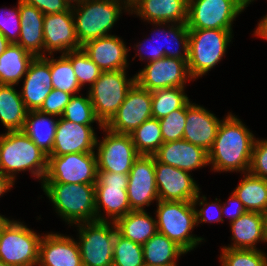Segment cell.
<instances>
[{
    "mask_svg": "<svg viewBox=\"0 0 267 266\" xmlns=\"http://www.w3.org/2000/svg\"><path fill=\"white\" fill-rule=\"evenodd\" d=\"M50 55V73L52 77L53 89H59L69 94L77 95L83 89L80 87L74 73L70 60L61 54L60 57L54 58Z\"/></svg>",
    "mask_w": 267,
    "mask_h": 266,
    "instance_id": "cell-37",
    "label": "cell"
},
{
    "mask_svg": "<svg viewBox=\"0 0 267 266\" xmlns=\"http://www.w3.org/2000/svg\"><path fill=\"white\" fill-rule=\"evenodd\" d=\"M59 118L39 110L27 111L22 131L48 156L52 153Z\"/></svg>",
    "mask_w": 267,
    "mask_h": 266,
    "instance_id": "cell-29",
    "label": "cell"
},
{
    "mask_svg": "<svg viewBox=\"0 0 267 266\" xmlns=\"http://www.w3.org/2000/svg\"><path fill=\"white\" fill-rule=\"evenodd\" d=\"M156 223L158 232L174 241L186 253L194 250L204 238L193 235L196 224L192 201H157Z\"/></svg>",
    "mask_w": 267,
    "mask_h": 266,
    "instance_id": "cell-5",
    "label": "cell"
},
{
    "mask_svg": "<svg viewBox=\"0 0 267 266\" xmlns=\"http://www.w3.org/2000/svg\"><path fill=\"white\" fill-rule=\"evenodd\" d=\"M153 156L163 164L189 173L209 165L208 152L184 139L163 143Z\"/></svg>",
    "mask_w": 267,
    "mask_h": 266,
    "instance_id": "cell-25",
    "label": "cell"
},
{
    "mask_svg": "<svg viewBox=\"0 0 267 266\" xmlns=\"http://www.w3.org/2000/svg\"><path fill=\"white\" fill-rule=\"evenodd\" d=\"M105 136L96 142L98 172L129 174L134 161L140 156L130 134H118L103 126Z\"/></svg>",
    "mask_w": 267,
    "mask_h": 266,
    "instance_id": "cell-12",
    "label": "cell"
},
{
    "mask_svg": "<svg viewBox=\"0 0 267 266\" xmlns=\"http://www.w3.org/2000/svg\"><path fill=\"white\" fill-rule=\"evenodd\" d=\"M188 60L164 57L148 62L135 74V82L150 92L173 87L185 88L193 80L188 71Z\"/></svg>",
    "mask_w": 267,
    "mask_h": 266,
    "instance_id": "cell-15",
    "label": "cell"
},
{
    "mask_svg": "<svg viewBox=\"0 0 267 266\" xmlns=\"http://www.w3.org/2000/svg\"><path fill=\"white\" fill-rule=\"evenodd\" d=\"M96 142L97 135L93 125H82L60 117L54 138V146L49 156L94 152Z\"/></svg>",
    "mask_w": 267,
    "mask_h": 266,
    "instance_id": "cell-20",
    "label": "cell"
},
{
    "mask_svg": "<svg viewBox=\"0 0 267 266\" xmlns=\"http://www.w3.org/2000/svg\"><path fill=\"white\" fill-rule=\"evenodd\" d=\"M185 89L173 87L151 92L152 118L161 119L174 110L185 108L190 103Z\"/></svg>",
    "mask_w": 267,
    "mask_h": 266,
    "instance_id": "cell-35",
    "label": "cell"
},
{
    "mask_svg": "<svg viewBox=\"0 0 267 266\" xmlns=\"http://www.w3.org/2000/svg\"><path fill=\"white\" fill-rule=\"evenodd\" d=\"M154 28H156L157 30L155 31L156 33L153 34V38L156 39L159 38V34H162V38L165 40V44L161 45L159 43H155L152 42L154 41L153 38H146L147 41H149L152 46L148 47L145 43L147 41H143L139 42L138 44L134 45V48H136V56H139V60L143 61V60H147L146 62H151V61H155L164 57H171V58H177L180 60H188V48H189V29L187 27V23H153ZM171 24V25H170ZM163 25V26H162ZM166 25V26H164ZM159 27V28H157ZM165 27V28H164ZM163 28V29H161ZM168 28V29H167ZM164 33V35H163ZM155 35V37H154ZM155 39V40H156ZM163 39H161L163 41ZM159 40V39H158ZM159 42V41H158ZM164 42V41H163ZM141 43V44H140ZM174 43V44H173ZM158 44V45H157ZM171 44L170 46L167 45ZM143 45L146 49V54L144 53L143 49ZM173 45V46H172ZM175 45V47H174ZM136 46V47H135ZM167 48H166V47ZM179 48V49H178ZM138 50V51H137ZM143 52V53H142Z\"/></svg>",
    "mask_w": 267,
    "mask_h": 266,
    "instance_id": "cell-14",
    "label": "cell"
},
{
    "mask_svg": "<svg viewBox=\"0 0 267 266\" xmlns=\"http://www.w3.org/2000/svg\"><path fill=\"white\" fill-rule=\"evenodd\" d=\"M150 118H152L151 92L135 82L124 102L104 127L114 133L131 134Z\"/></svg>",
    "mask_w": 267,
    "mask_h": 266,
    "instance_id": "cell-16",
    "label": "cell"
},
{
    "mask_svg": "<svg viewBox=\"0 0 267 266\" xmlns=\"http://www.w3.org/2000/svg\"><path fill=\"white\" fill-rule=\"evenodd\" d=\"M113 250L112 266H144L142 245L121 236L118 232Z\"/></svg>",
    "mask_w": 267,
    "mask_h": 266,
    "instance_id": "cell-39",
    "label": "cell"
},
{
    "mask_svg": "<svg viewBox=\"0 0 267 266\" xmlns=\"http://www.w3.org/2000/svg\"><path fill=\"white\" fill-rule=\"evenodd\" d=\"M122 10L129 13L123 0H84L72 7L75 32L79 44L109 36L108 32L119 20Z\"/></svg>",
    "mask_w": 267,
    "mask_h": 266,
    "instance_id": "cell-4",
    "label": "cell"
},
{
    "mask_svg": "<svg viewBox=\"0 0 267 266\" xmlns=\"http://www.w3.org/2000/svg\"><path fill=\"white\" fill-rule=\"evenodd\" d=\"M127 70L103 71L89 87L88 95L96 117L105 125L124 102L135 83V75L127 79Z\"/></svg>",
    "mask_w": 267,
    "mask_h": 266,
    "instance_id": "cell-9",
    "label": "cell"
},
{
    "mask_svg": "<svg viewBox=\"0 0 267 266\" xmlns=\"http://www.w3.org/2000/svg\"><path fill=\"white\" fill-rule=\"evenodd\" d=\"M256 137L237 116L228 112L221 121L208 162L214 172H249Z\"/></svg>",
    "mask_w": 267,
    "mask_h": 266,
    "instance_id": "cell-1",
    "label": "cell"
},
{
    "mask_svg": "<svg viewBox=\"0 0 267 266\" xmlns=\"http://www.w3.org/2000/svg\"><path fill=\"white\" fill-rule=\"evenodd\" d=\"M249 172L267 179V139H255Z\"/></svg>",
    "mask_w": 267,
    "mask_h": 266,
    "instance_id": "cell-45",
    "label": "cell"
},
{
    "mask_svg": "<svg viewBox=\"0 0 267 266\" xmlns=\"http://www.w3.org/2000/svg\"><path fill=\"white\" fill-rule=\"evenodd\" d=\"M130 135L140 155H153L163 144L159 119L156 118L146 120Z\"/></svg>",
    "mask_w": 267,
    "mask_h": 266,
    "instance_id": "cell-36",
    "label": "cell"
},
{
    "mask_svg": "<svg viewBox=\"0 0 267 266\" xmlns=\"http://www.w3.org/2000/svg\"><path fill=\"white\" fill-rule=\"evenodd\" d=\"M155 182L162 201H193L200 192L191 173L155 159Z\"/></svg>",
    "mask_w": 267,
    "mask_h": 266,
    "instance_id": "cell-18",
    "label": "cell"
},
{
    "mask_svg": "<svg viewBox=\"0 0 267 266\" xmlns=\"http://www.w3.org/2000/svg\"><path fill=\"white\" fill-rule=\"evenodd\" d=\"M230 223L233 243L222 248L258 249V242H267L265 214L246 211Z\"/></svg>",
    "mask_w": 267,
    "mask_h": 266,
    "instance_id": "cell-27",
    "label": "cell"
},
{
    "mask_svg": "<svg viewBox=\"0 0 267 266\" xmlns=\"http://www.w3.org/2000/svg\"><path fill=\"white\" fill-rule=\"evenodd\" d=\"M41 237L23 222L9 219L0 232V260L9 266H37Z\"/></svg>",
    "mask_w": 267,
    "mask_h": 266,
    "instance_id": "cell-7",
    "label": "cell"
},
{
    "mask_svg": "<svg viewBox=\"0 0 267 266\" xmlns=\"http://www.w3.org/2000/svg\"><path fill=\"white\" fill-rule=\"evenodd\" d=\"M245 212L243 203L233 193L227 202L222 204V216L228 217L229 222L237 220Z\"/></svg>",
    "mask_w": 267,
    "mask_h": 266,
    "instance_id": "cell-48",
    "label": "cell"
},
{
    "mask_svg": "<svg viewBox=\"0 0 267 266\" xmlns=\"http://www.w3.org/2000/svg\"><path fill=\"white\" fill-rule=\"evenodd\" d=\"M232 193L243 203L246 211L266 213L267 179L246 172Z\"/></svg>",
    "mask_w": 267,
    "mask_h": 266,
    "instance_id": "cell-33",
    "label": "cell"
},
{
    "mask_svg": "<svg viewBox=\"0 0 267 266\" xmlns=\"http://www.w3.org/2000/svg\"><path fill=\"white\" fill-rule=\"evenodd\" d=\"M97 172L95 151L48 156V168L42 183L95 185Z\"/></svg>",
    "mask_w": 267,
    "mask_h": 266,
    "instance_id": "cell-11",
    "label": "cell"
},
{
    "mask_svg": "<svg viewBox=\"0 0 267 266\" xmlns=\"http://www.w3.org/2000/svg\"><path fill=\"white\" fill-rule=\"evenodd\" d=\"M128 176L127 194L132 210L142 211L152 202L159 201L153 155H140L134 161Z\"/></svg>",
    "mask_w": 267,
    "mask_h": 266,
    "instance_id": "cell-17",
    "label": "cell"
},
{
    "mask_svg": "<svg viewBox=\"0 0 267 266\" xmlns=\"http://www.w3.org/2000/svg\"><path fill=\"white\" fill-rule=\"evenodd\" d=\"M11 45V43L0 33V55Z\"/></svg>",
    "mask_w": 267,
    "mask_h": 266,
    "instance_id": "cell-51",
    "label": "cell"
},
{
    "mask_svg": "<svg viewBox=\"0 0 267 266\" xmlns=\"http://www.w3.org/2000/svg\"><path fill=\"white\" fill-rule=\"evenodd\" d=\"M267 253L260 249L222 248L221 266H267Z\"/></svg>",
    "mask_w": 267,
    "mask_h": 266,
    "instance_id": "cell-41",
    "label": "cell"
},
{
    "mask_svg": "<svg viewBox=\"0 0 267 266\" xmlns=\"http://www.w3.org/2000/svg\"><path fill=\"white\" fill-rule=\"evenodd\" d=\"M21 31L17 45L33 54L44 57V14L33 5L19 1Z\"/></svg>",
    "mask_w": 267,
    "mask_h": 266,
    "instance_id": "cell-28",
    "label": "cell"
},
{
    "mask_svg": "<svg viewBox=\"0 0 267 266\" xmlns=\"http://www.w3.org/2000/svg\"><path fill=\"white\" fill-rule=\"evenodd\" d=\"M35 56L17 44H11L0 55V84L18 85Z\"/></svg>",
    "mask_w": 267,
    "mask_h": 266,
    "instance_id": "cell-31",
    "label": "cell"
},
{
    "mask_svg": "<svg viewBox=\"0 0 267 266\" xmlns=\"http://www.w3.org/2000/svg\"><path fill=\"white\" fill-rule=\"evenodd\" d=\"M128 182V174L97 172L95 207L98 221L115 222L133 211L128 201ZM103 213L107 216L105 217Z\"/></svg>",
    "mask_w": 267,
    "mask_h": 266,
    "instance_id": "cell-10",
    "label": "cell"
},
{
    "mask_svg": "<svg viewBox=\"0 0 267 266\" xmlns=\"http://www.w3.org/2000/svg\"><path fill=\"white\" fill-rule=\"evenodd\" d=\"M14 182L6 175L0 172V198L7 193L13 186Z\"/></svg>",
    "mask_w": 267,
    "mask_h": 266,
    "instance_id": "cell-50",
    "label": "cell"
},
{
    "mask_svg": "<svg viewBox=\"0 0 267 266\" xmlns=\"http://www.w3.org/2000/svg\"><path fill=\"white\" fill-rule=\"evenodd\" d=\"M254 0H236L238 5L245 10L246 7H248L249 4H251Z\"/></svg>",
    "mask_w": 267,
    "mask_h": 266,
    "instance_id": "cell-52",
    "label": "cell"
},
{
    "mask_svg": "<svg viewBox=\"0 0 267 266\" xmlns=\"http://www.w3.org/2000/svg\"><path fill=\"white\" fill-rule=\"evenodd\" d=\"M16 85L0 84V121L9 131L22 130L27 109Z\"/></svg>",
    "mask_w": 267,
    "mask_h": 266,
    "instance_id": "cell-32",
    "label": "cell"
},
{
    "mask_svg": "<svg viewBox=\"0 0 267 266\" xmlns=\"http://www.w3.org/2000/svg\"><path fill=\"white\" fill-rule=\"evenodd\" d=\"M253 35L267 40V15L259 21Z\"/></svg>",
    "mask_w": 267,
    "mask_h": 266,
    "instance_id": "cell-49",
    "label": "cell"
},
{
    "mask_svg": "<svg viewBox=\"0 0 267 266\" xmlns=\"http://www.w3.org/2000/svg\"><path fill=\"white\" fill-rule=\"evenodd\" d=\"M44 56L58 52L65 54L82 48L75 32L72 8L69 11L44 15Z\"/></svg>",
    "mask_w": 267,
    "mask_h": 266,
    "instance_id": "cell-19",
    "label": "cell"
},
{
    "mask_svg": "<svg viewBox=\"0 0 267 266\" xmlns=\"http://www.w3.org/2000/svg\"><path fill=\"white\" fill-rule=\"evenodd\" d=\"M70 7L80 4L84 0H64Z\"/></svg>",
    "mask_w": 267,
    "mask_h": 266,
    "instance_id": "cell-53",
    "label": "cell"
},
{
    "mask_svg": "<svg viewBox=\"0 0 267 266\" xmlns=\"http://www.w3.org/2000/svg\"><path fill=\"white\" fill-rule=\"evenodd\" d=\"M41 188L55 212L69 226L97 220L95 185L42 183Z\"/></svg>",
    "mask_w": 267,
    "mask_h": 266,
    "instance_id": "cell-3",
    "label": "cell"
},
{
    "mask_svg": "<svg viewBox=\"0 0 267 266\" xmlns=\"http://www.w3.org/2000/svg\"><path fill=\"white\" fill-rule=\"evenodd\" d=\"M71 62L80 87L85 84L91 87L103 72L83 51V49L69 51L64 54Z\"/></svg>",
    "mask_w": 267,
    "mask_h": 266,
    "instance_id": "cell-40",
    "label": "cell"
},
{
    "mask_svg": "<svg viewBox=\"0 0 267 266\" xmlns=\"http://www.w3.org/2000/svg\"><path fill=\"white\" fill-rule=\"evenodd\" d=\"M80 95H73L70 98V101L61 117L82 125H92L95 122L98 123L97 125L99 126V129H102L104 125L96 117L88 93L86 97L82 94Z\"/></svg>",
    "mask_w": 267,
    "mask_h": 266,
    "instance_id": "cell-38",
    "label": "cell"
},
{
    "mask_svg": "<svg viewBox=\"0 0 267 266\" xmlns=\"http://www.w3.org/2000/svg\"><path fill=\"white\" fill-rule=\"evenodd\" d=\"M71 97L72 95L67 92H63L59 89H52L41 105L39 111L60 118Z\"/></svg>",
    "mask_w": 267,
    "mask_h": 266,
    "instance_id": "cell-46",
    "label": "cell"
},
{
    "mask_svg": "<svg viewBox=\"0 0 267 266\" xmlns=\"http://www.w3.org/2000/svg\"><path fill=\"white\" fill-rule=\"evenodd\" d=\"M129 14L148 23H187L188 0H139Z\"/></svg>",
    "mask_w": 267,
    "mask_h": 266,
    "instance_id": "cell-26",
    "label": "cell"
},
{
    "mask_svg": "<svg viewBox=\"0 0 267 266\" xmlns=\"http://www.w3.org/2000/svg\"><path fill=\"white\" fill-rule=\"evenodd\" d=\"M201 192L198 193L196 198L192 201L195 206L196 213V224L199 223H213V222H223L224 217L222 216V204L220 199L215 198L214 202H208L205 195L201 196ZM201 198V199H200ZM202 206L198 210L196 205Z\"/></svg>",
    "mask_w": 267,
    "mask_h": 266,
    "instance_id": "cell-43",
    "label": "cell"
},
{
    "mask_svg": "<svg viewBox=\"0 0 267 266\" xmlns=\"http://www.w3.org/2000/svg\"><path fill=\"white\" fill-rule=\"evenodd\" d=\"M37 266H83L77 240L54 232L42 235Z\"/></svg>",
    "mask_w": 267,
    "mask_h": 266,
    "instance_id": "cell-21",
    "label": "cell"
},
{
    "mask_svg": "<svg viewBox=\"0 0 267 266\" xmlns=\"http://www.w3.org/2000/svg\"><path fill=\"white\" fill-rule=\"evenodd\" d=\"M187 115V106L174 110L159 119L163 143L183 139Z\"/></svg>",
    "mask_w": 267,
    "mask_h": 266,
    "instance_id": "cell-42",
    "label": "cell"
},
{
    "mask_svg": "<svg viewBox=\"0 0 267 266\" xmlns=\"http://www.w3.org/2000/svg\"><path fill=\"white\" fill-rule=\"evenodd\" d=\"M144 264L177 266L178 258L187 254L174 241L157 232L142 245Z\"/></svg>",
    "mask_w": 267,
    "mask_h": 266,
    "instance_id": "cell-34",
    "label": "cell"
},
{
    "mask_svg": "<svg viewBox=\"0 0 267 266\" xmlns=\"http://www.w3.org/2000/svg\"><path fill=\"white\" fill-rule=\"evenodd\" d=\"M0 266H9V265L5 264L3 261L0 260Z\"/></svg>",
    "mask_w": 267,
    "mask_h": 266,
    "instance_id": "cell-57",
    "label": "cell"
},
{
    "mask_svg": "<svg viewBox=\"0 0 267 266\" xmlns=\"http://www.w3.org/2000/svg\"><path fill=\"white\" fill-rule=\"evenodd\" d=\"M243 9L236 0H188V29L232 30Z\"/></svg>",
    "mask_w": 267,
    "mask_h": 266,
    "instance_id": "cell-13",
    "label": "cell"
},
{
    "mask_svg": "<svg viewBox=\"0 0 267 266\" xmlns=\"http://www.w3.org/2000/svg\"><path fill=\"white\" fill-rule=\"evenodd\" d=\"M126 6L130 9L139 0H123Z\"/></svg>",
    "mask_w": 267,
    "mask_h": 266,
    "instance_id": "cell-55",
    "label": "cell"
},
{
    "mask_svg": "<svg viewBox=\"0 0 267 266\" xmlns=\"http://www.w3.org/2000/svg\"><path fill=\"white\" fill-rule=\"evenodd\" d=\"M47 168L48 155L22 130L0 134V172L14 183L17 173L29 171L42 184Z\"/></svg>",
    "mask_w": 267,
    "mask_h": 266,
    "instance_id": "cell-2",
    "label": "cell"
},
{
    "mask_svg": "<svg viewBox=\"0 0 267 266\" xmlns=\"http://www.w3.org/2000/svg\"><path fill=\"white\" fill-rule=\"evenodd\" d=\"M233 30L189 29L188 71L192 79L206 75L223 59Z\"/></svg>",
    "mask_w": 267,
    "mask_h": 266,
    "instance_id": "cell-6",
    "label": "cell"
},
{
    "mask_svg": "<svg viewBox=\"0 0 267 266\" xmlns=\"http://www.w3.org/2000/svg\"><path fill=\"white\" fill-rule=\"evenodd\" d=\"M114 223L121 236L141 245L158 232L156 219L146 210H133L118 218Z\"/></svg>",
    "mask_w": 267,
    "mask_h": 266,
    "instance_id": "cell-30",
    "label": "cell"
},
{
    "mask_svg": "<svg viewBox=\"0 0 267 266\" xmlns=\"http://www.w3.org/2000/svg\"><path fill=\"white\" fill-rule=\"evenodd\" d=\"M76 225L82 265L112 266L117 233L115 223L96 220Z\"/></svg>",
    "mask_w": 267,
    "mask_h": 266,
    "instance_id": "cell-8",
    "label": "cell"
},
{
    "mask_svg": "<svg viewBox=\"0 0 267 266\" xmlns=\"http://www.w3.org/2000/svg\"><path fill=\"white\" fill-rule=\"evenodd\" d=\"M33 5L44 15L69 11L70 7L64 0H18Z\"/></svg>",
    "mask_w": 267,
    "mask_h": 266,
    "instance_id": "cell-47",
    "label": "cell"
},
{
    "mask_svg": "<svg viewBox=\"0 0 267 266\" xmlns=\"http://www.w3.org/2000/svg\"><path fill=\"white\" fill-rule=\"evenodd\" d=\"M83 51L102 71L127 70L129 47L121 37L109 35L82 45Z\"/></svg>",
    "mask_w": 267,
    "mask_h": 266,
    "instance_id": "cell-23",
    "label": "cell"
},
{
    "mask_svg": "<svg viewBox=\"0 0 267 266\" xmlns=\"http://www.w3.org/2000/svg\"><path fill=\"white\" fill-rule=\"evenodd\" d=\"M20 91L27 111L39 110L53 89L50 73V55L35 57L30 63Z\"/></svg>",
    "mask_w": 267,
    "mask_h": 266,
    "instance_id": "cell-22",
    "label": "cell"
},
{
    "mask_svg": "<svg viewBox=\"0 0 267 266\" xmlns=\"http://www.w3.org/2000/svg\"><path fill=\"white\" fill-rule=\"evenodd\" d=\"M265 220H266V231H267V211L265 213Z\"/></svg>",
    "mask_w": 267,
    "mask_h": 266,
    "instance_id": "cell-58",
    "label": "cell"
},
{
    "mask_svg": "<svg viewBox=\"0 0 267 266\" xmlns=\"http://www.w3.org/2000/svg\"><path fill=\"white\" fill-rule=\"evenodd\" d=\"M5 9V10H4ZM21 31V21L18 6L10 9L0 10V33L11 43L17 44Z\"/></svg>",
    "mask_w": 267,
    "mask_h": 266,
    "instance_id": "cell-44",
    "label": "cell"
},
{
    "mask_svg": "<svg viewBox=\"0 0 267 266\" xmlns=\"http://www.w3.org/2000/svg\"><path fill=\"white\" fill-rule=\"evenodd\" d=\"M222 120L205 107L191 101L187 105L183 139L209 152Z\"/></svg>",
    "mask_w": 267,
    "mask_h": 266,
    "instance_id": "cell-24",
    "label": "cell"
},
{
    "mask_svg": "<svg viewBox=\"0 0 267 266\" xmlns=\"http://www.w3.org/2000/svg\"><path fill=\"white\" fill-rule=\"evenodd\" d=\"M8 220L9 218H6L4 215H0V232Z\"/></svg>",
    "mask_w": 267,
    "mask_h": 266,
    "instance_id": "cell-54",
    "label": "cell"
},
{
    "mask_svg": "<svg viewBox=\"0 0 267 266\" xmlns=\"http://www.w3.org/2000/svg\"><path fill=\"white\" fill-rule=\"evenodd\" d=\"M144 266H167V265H157V264L149 265V264H144Z\"/></svg>",
    "mask_w": 267,
    "mask_h": 266,
    "instance_id": "cell-56",
    "label": "cell"
}]
</instances>
